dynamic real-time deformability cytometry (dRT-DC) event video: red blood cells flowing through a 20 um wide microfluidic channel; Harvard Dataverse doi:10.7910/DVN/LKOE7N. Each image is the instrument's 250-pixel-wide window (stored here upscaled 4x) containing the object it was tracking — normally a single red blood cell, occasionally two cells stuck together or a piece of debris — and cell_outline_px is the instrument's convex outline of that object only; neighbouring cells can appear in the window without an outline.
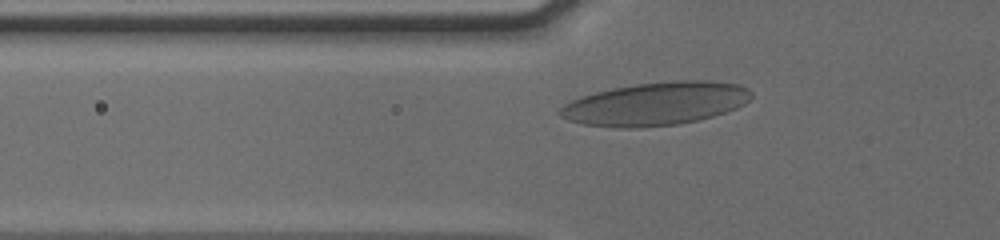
{"species": "human", "species_latin": "Homo sapiens", "temperature_condition": "cold", "stored_images_in_passage": 38, "camera_frame_rate_fps": 3000, "um_per_image_px": 0.085, "donor": {"sex": "male"}, "frame": {"image": 1, "passage_image": 10, "time_ms": 3.0, "image_size_px": [1000, 240], "cell_outline_px": [[752, 96], [744, 104], [736, 108], [712, 116], [696, 120], [676, 124], [636, 128], [616, 128], [584, 124], [568, 120], [560, 116], [560, 108], [564, 104], [580, 96], [612, 88], [636, 84], [676, 80], [708, 80], [740, 84], [748, 88], [752, 92]], "centroid_in_image_um": [55.74, 8.81], "position_along_channel_um": 70.1, "area_um2": 48.03}}
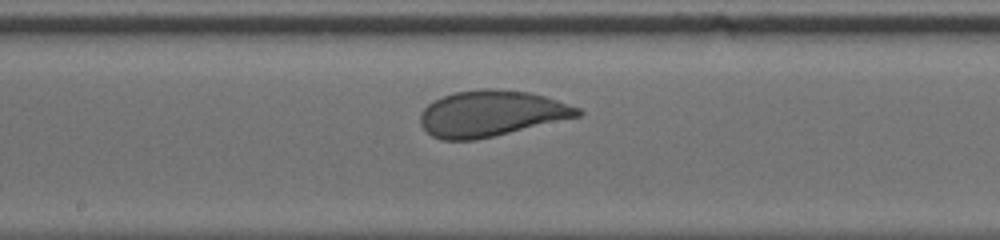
{"frame": {"image": 2, "passage_image": 21, "time_ms": 6.667, "image_size_px": [1000, 240], "cell_outline_px": [[584, 112], [580, 116], [476, 140], [440, 140], [432, 136], [420, 124], [420, 116], [424, 108], [428, 104], [444, 96], [456, 92], [480, 88], [492, 88], [528, 92], [544, 96], [580, 108]], "centroid_in_image_um": [41.74, 9.65], "position_along_channel_um": 206.5, "area_um2": 41.91}}
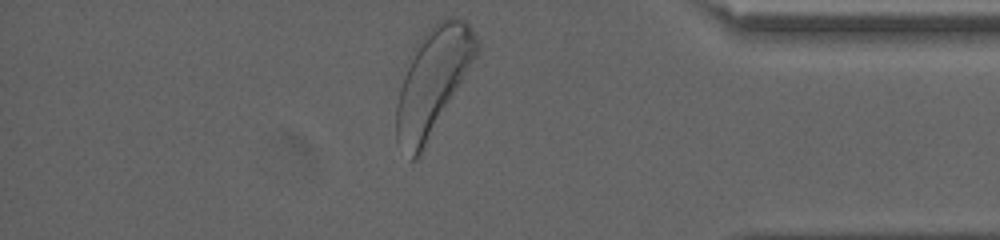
{"frame": {"image": 3, "passage_image": 38, "time_ms": 12.333, "image_size_px": [1000, 240], "cell_outline_px": [[480, 48], [476, 56], [420, 156], [416, 160], [412, 160], [396, 140], [396, 104], [400, 88], [412, 48], [424, 32], [440, 20], [452, 16], [464, 20], [468, 24], [476, 36], [480, 44]], "centroid_in_image_um": [36.78, 6.88], "position_along_channel_um": 398.4, "area_um2": 49.13}, "authors_computed_cell_mechanics": {"area_um2": 42.0206, "velocity_mm_per_s": 3.7733, "shape_relaxation_time_tau1_ms": 6.6745, "shape_relaxation_time_tau2_ms": null, "deformation_change_tau1": 0.2051, "deformation_change_tau2": null}}